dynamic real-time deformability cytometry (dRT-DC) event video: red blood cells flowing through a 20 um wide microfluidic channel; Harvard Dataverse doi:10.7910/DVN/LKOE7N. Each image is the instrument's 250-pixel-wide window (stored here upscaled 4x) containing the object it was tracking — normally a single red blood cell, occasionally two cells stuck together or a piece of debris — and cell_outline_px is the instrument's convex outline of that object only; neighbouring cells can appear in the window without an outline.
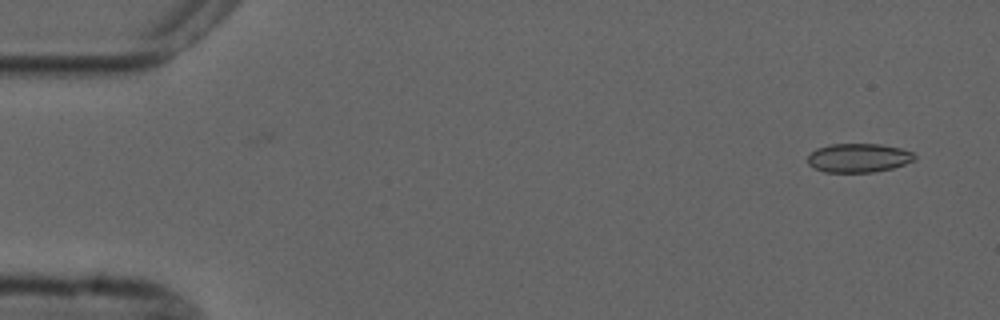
{"species": "common noctule bat (a hibernating species)", "species_latin": "Nyctalus noctula", "temperature_condition": "cold", "stored_images_in_passage": 3, "camera_frame_rate_fps": 3000, "um_per_image_px": 0.085, "animal": {"sex": "male", "forearm_length_mm": 52.5}, "frame": {"image": 1, "passage_image": 3, "time_ms": 2.333, "image_size_px": [1000, 320], "cell_outline_px": [[916, 160], [892, 168], [872, 172], [824, 172], [808, 164], [808, 156], [816, 148], [832, 144], [880, 144], [900, 148], [912, 152], [916, 156]], "centroid_in_image_um": [72.99, 13.42], "position_along_channel_um": 12.0, "area_um2": 17.92}}